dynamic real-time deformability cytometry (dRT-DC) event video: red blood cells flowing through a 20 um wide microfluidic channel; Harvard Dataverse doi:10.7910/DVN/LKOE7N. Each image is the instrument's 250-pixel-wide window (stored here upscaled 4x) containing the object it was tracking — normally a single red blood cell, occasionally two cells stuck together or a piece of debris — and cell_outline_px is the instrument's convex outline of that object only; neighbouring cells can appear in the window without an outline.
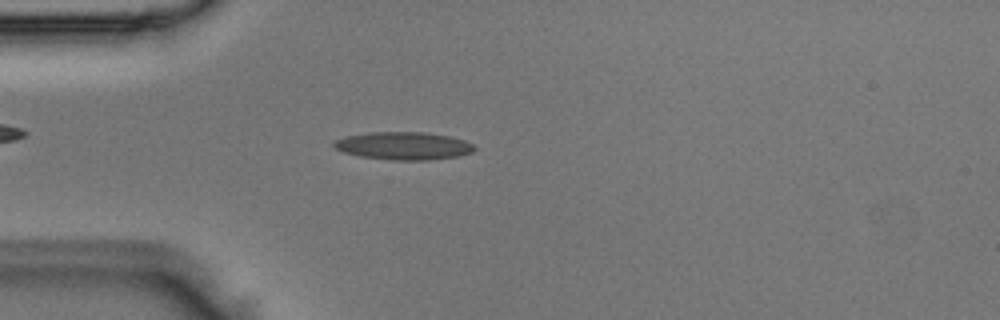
{"species": "Egyptian fruit bat (a non-hibernating species)", "species_latin": "Rousettus aegyptiacus", "temperature_condition": "room temperature", "stored_images_in_passage": 49, "camera_frame_rate_fps": 3000, "um_per_image_px": 0.085, "animal": {"sex": "male"}, "frame": {"image": 1, "passage_image": 13, "time_ms": 4.0, "image_size_px": [1000, 320], "cell_outline_px": [[476, 148], [472, 152], [456, 156], [428, 160], [392, 160], [360, 156], [344, 152], [336, 148], [332, 144], [336, 140], [344, 136], [368, 132], [424, 132], [448, 136], [464, 140], [472, 144]], "centroid_in_image_um": [34.28, 12.39], "position_along_channel_um": 50.7, "area_um2": 22.6}}
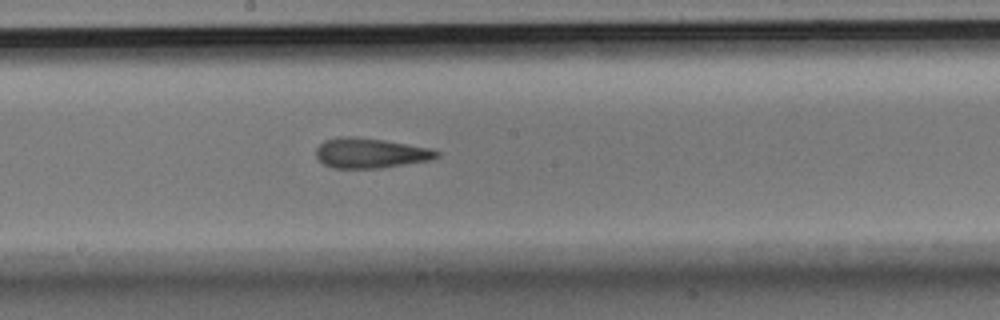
{"frame": {"image": 2, "passage_image": 26, "time_ms": 8.333, "image_size_px": [1000, 320], "cell_outline_px": [[440, 156], [432, 160], [380, 168], [332, 168], [324, 164], [316, 156], [316, 148], [324, 140], [336, 136], [352, 136], [384, 140], [432, 148], [440, 152]], "centroid_in_image_um": [31.5, 13.0], "position_along_channel_um": 216.7, "area_um2": 21.33}}
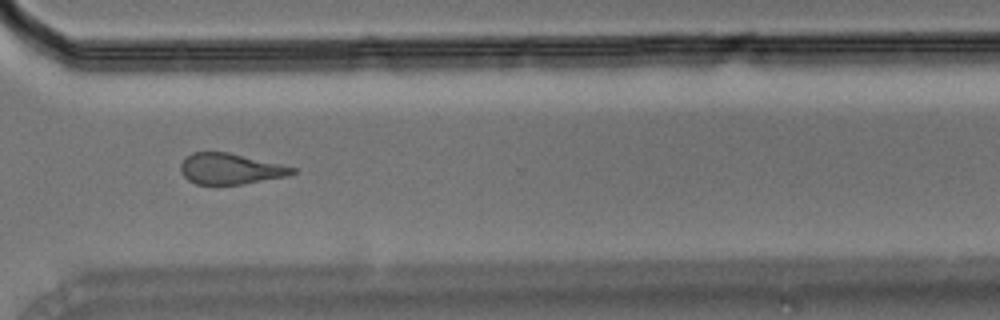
{"frame": {"image": 3, "passage_image": 36, "time_ms": 11.667, "image_size_px": [1000, 320], "cell_outline_px": [[296, 172], [288, 176], [240, 184], [196, 184], [188, 180], [180, 172], [180, 164], [184, 156], [192, 152], [228, 152], [280, 164], [296, 168]], "centroid_in_image_um": [19.53, 14.34], "position_along_channel_um": 351.1, "area_um2": 20.06}}